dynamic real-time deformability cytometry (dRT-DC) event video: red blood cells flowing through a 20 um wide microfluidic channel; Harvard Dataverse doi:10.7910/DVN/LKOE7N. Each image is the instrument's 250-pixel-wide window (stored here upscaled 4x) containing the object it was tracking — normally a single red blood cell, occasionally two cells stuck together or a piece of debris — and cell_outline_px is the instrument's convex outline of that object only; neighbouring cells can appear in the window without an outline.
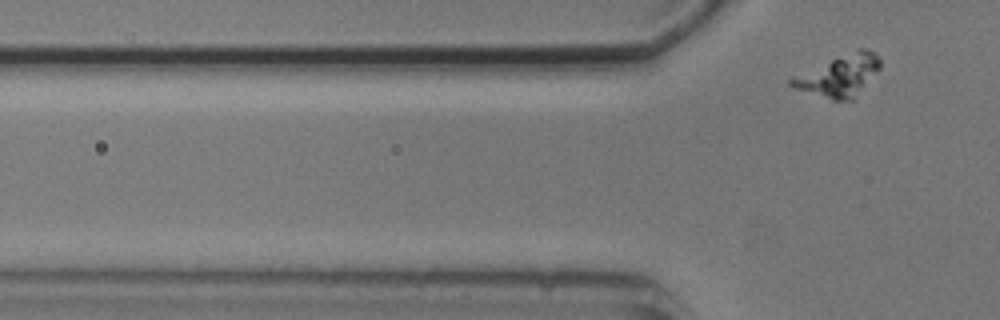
{"species": "common noctule bat (a hibernating species)", "species_latin": "Nyctalus noctula", "temperature_condition": "cold", "stored_images_in_passage": 4, "segment_of_instrument_passage": [2, 2], "camera_frame_rate_fps": 3000, "um_per_image_px": 0.085, "animal": {"sex": "male", "body_mass_g": 20.5, "forearm_length_mm": 52.5}, "frame": {"image": 1, "passage_image": 4, "time_ms": 5.0, "image_size_px": [1000, 320], "cell_outline_px": [[880, 68], [856, 100], [832, 100], [792, 88], [788, 84], [788, 80], [792, 76], [860, 48], [868, 48], [880, 60]], "centroid_in_image_um": [71.33, 6.48], "position_along_channel_um": 54.5, "area_um2": 21.39}}